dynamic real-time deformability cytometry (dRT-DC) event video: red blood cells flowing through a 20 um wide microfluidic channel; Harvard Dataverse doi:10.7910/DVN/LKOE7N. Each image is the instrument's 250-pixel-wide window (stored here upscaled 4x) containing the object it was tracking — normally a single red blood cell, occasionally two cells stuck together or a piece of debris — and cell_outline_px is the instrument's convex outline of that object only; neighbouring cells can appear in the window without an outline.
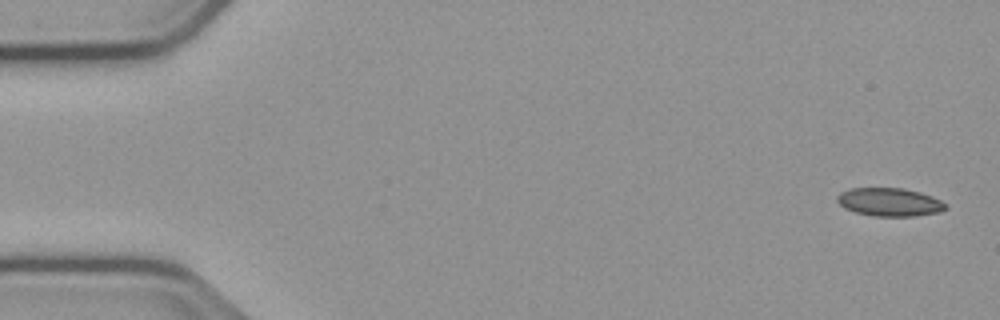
{"species": "common noctule bat (a hibernating species)", "species_latin": "Nyctalus noctula", "temperature_condition": "cold", "stored_images_in_passage": 54, "camera_frame_rate_fps": 3000, "um_per_image_px": 0.085, "animal": {"sex": "male", "body_mass_g": 23.1, "forearm_length_mm": 52.7}, "frame": {"image": 1, "passage_image": 1, "time_ms": 0.0, "image_size_px": [1000, 320], "cell_outline_px": [[948, 208], [940, 212], [916, 216], [876, 216], [856, 212], [844, 208], [836, 200], [836, 196], [840, 192], [848, 188], [904, 188], [920, 192], [932, 196], [948, 204]], "centroid_in_image_um": [75.63, 17.17], "position_along_channel_um": 9.4, "area_um2": 18.03}}
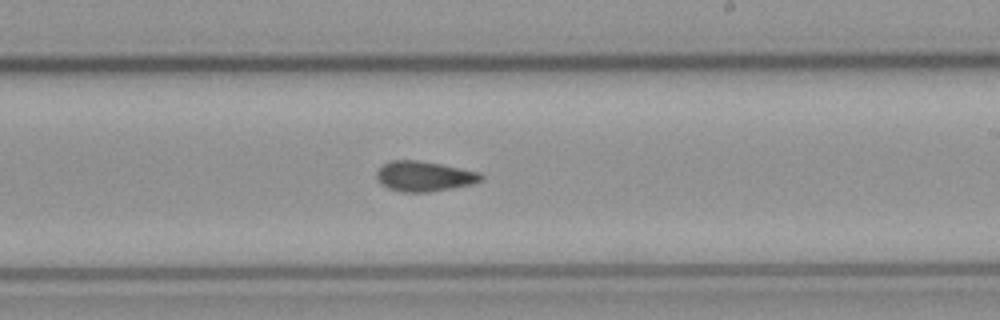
{"frame": {"image": 2, "passage_image": 31, "time_ms": 10.0, "image_size_px": [1000, 320], "cell_outline_px": [[484, 180], [472, 184], [452, 188], [428, 192], [400, 192], [388, 188], [380, 184], [376, 180], [376, 172], [384, 164], [392, 160], [416, 160], [440, 164], [480, 172], [484, 176]], "centroid_in_image_um": [36.05, 14.99], "position_along_channel_um": 252.9, "area_um2": 18.44}}
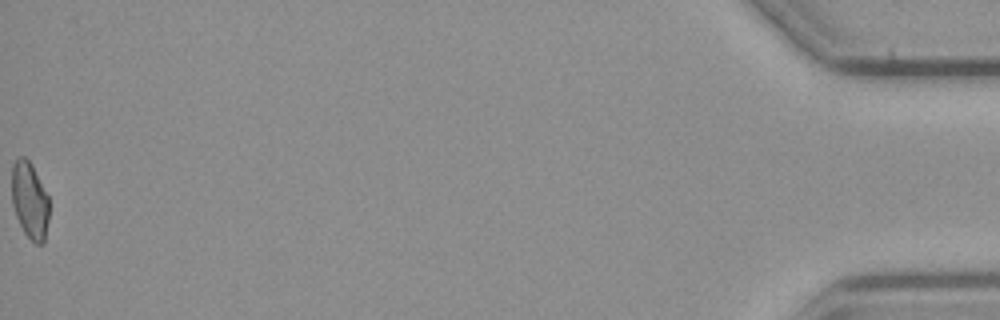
{"frame": {"image": 3, "passage_image": 54, "time_ms": 17.667, "image_size_px": [1000, 320], "cell_outline_px": [[48, 220], [44, 244], [36, 244], [24, 232], [16, 216], [12, 204], [12, 164], [20, 156], [24, 156], [32, 164], [48, 196]], "centroid_in_image_um": [2.52, 17.02], "position_along_channel_um": 432.7, "area_um2": 16.65}, "authors_computed_cell_mechanics": {"area_um2": 18.0625, "velocity_mm_per_s": 3.7724, "shape_relaxation_time_tau1_ms": null, "shape_relaxation_time_tau2_ms": 3.4099, "deformation_change_tau1": null, "deformation_change_tau2": 0.0861}}